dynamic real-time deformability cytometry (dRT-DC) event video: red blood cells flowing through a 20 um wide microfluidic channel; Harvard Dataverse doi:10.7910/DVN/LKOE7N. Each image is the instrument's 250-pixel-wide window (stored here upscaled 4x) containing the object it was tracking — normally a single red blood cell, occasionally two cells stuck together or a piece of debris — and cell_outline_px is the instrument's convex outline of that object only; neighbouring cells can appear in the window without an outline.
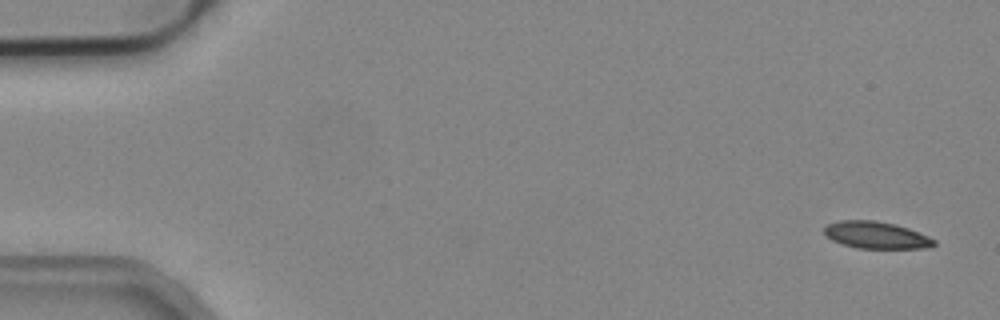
{"species": "common noctule bat (a hibernating species)", "species_latin": "Nyctalus noctula", "temperature_condition": "cold", "stored_images_in_passage": 4, "camera_frame_rate_fps": 3000, "um_per_image_px": 0.085, "animal": {"sex": "male", "body_mass_g": 19.2, "forearm_length_mm": 51.8}, "frame": {"image": 1, "passage_image": 1, "time_ms": 0.0, "image_size_px": [1000, 320], "cell_outline_px": [[936, 244], [924, 248], [856, 248], [832, 240], [824, 236], [824, 228], [828, 224], [840, 220], [876, 220], [896, 224], [908, 228], [928, 236], [936, 240]], "centroid_in_image_um": [74.46, 19.97], "position_along_channel_um": 10.5, "area_um2": 17.28}}
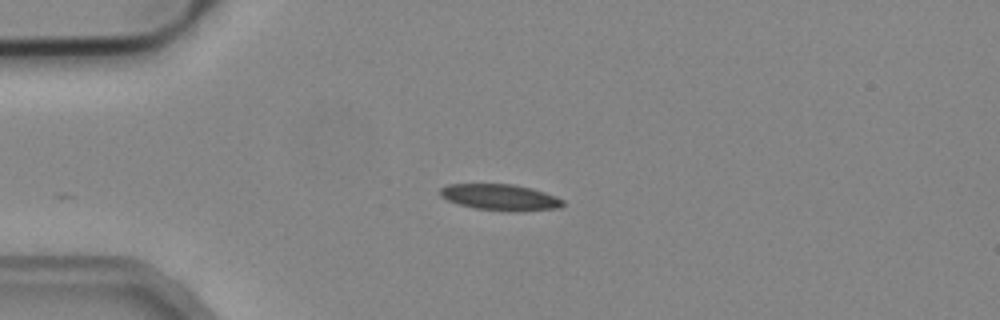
{"frame": {"image": 2, "passage_image": 4, "time_ms": 1.0, "image_size_px": [1000, 320], "cell_outline_px": [[564, 204], [560, 208], [512, 212], [476, 208], [460, 204], [448, 200], [440, 196], [440, 188], [448, 184], [512, 184], [532, 188], [556, 196], [564, 200]], "centroid_in_image_um": [42.55, 16.77], "position_along_channel_um": 42.5, "area_um2": 18.73}}